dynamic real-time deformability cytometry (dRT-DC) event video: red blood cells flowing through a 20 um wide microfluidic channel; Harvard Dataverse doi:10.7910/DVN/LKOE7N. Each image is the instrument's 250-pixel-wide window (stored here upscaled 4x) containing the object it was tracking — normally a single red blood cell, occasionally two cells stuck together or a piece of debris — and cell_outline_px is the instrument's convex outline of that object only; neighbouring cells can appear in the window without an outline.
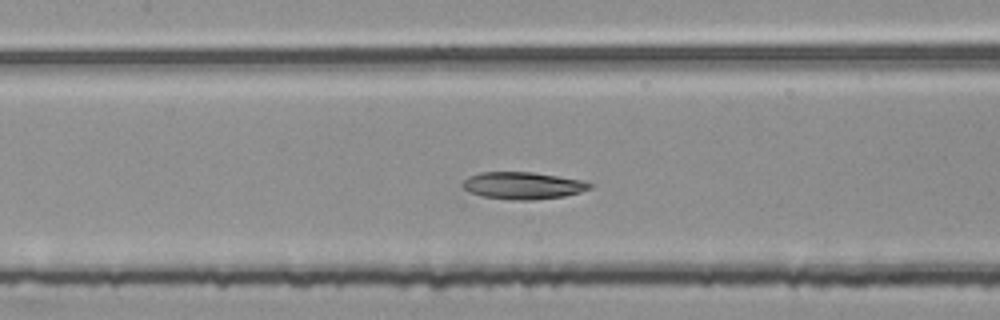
{"species": "common noctule bat (a hibernating species)", "species_latin": "Nyctalus noctula", "temperature_condition": "room temperature", "stored_images_in_passage": 50, "segment_of_instrument_passage": [2, 2], "camera_frame_rate_fps": 3000, "um_per_image_px": 0.085, "animal": {"sex": "female", "body_mass_g": 25.1}, "frame": {"image": 1, "passage_image": 24, "time_ms": 7.667, "image_size_px": [1000, 320], "cell_outline_px": [[592, 188], [580, 192], [564, 196], [532, 200], [512, 200], [480, 196], [468, 192], [460, 184], [468, 176], [480, 172], [532, 172], [580, 180], [592, 184]], "centroid_in_image_um": [44.38, 15.78], "position_along_channel_um": 163.0, "area_um2": 20.11}}
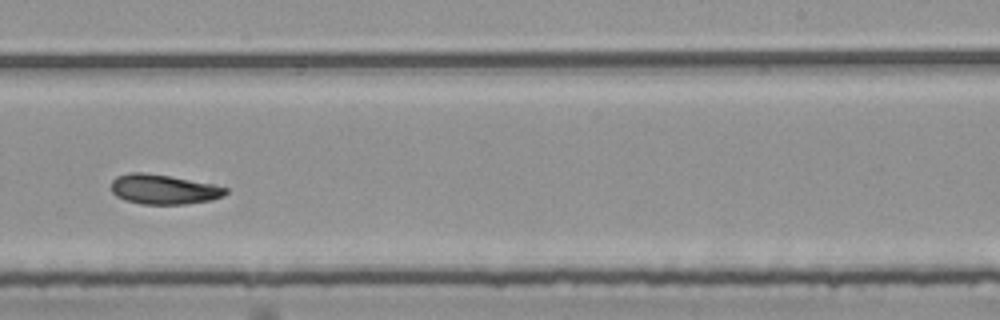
{"frame": {"image": 2, "passage_image": 33, "time_ms": 10.667, "image_size_px": [1000, 320], "cell_outline_px": [[228, 192], [224, 196], [212, 200], [184, 204], [140, 204], [124, 200], [116, 196], [112, 192], [112, 180], [116, 176], [128, 172], [140, 172], [168, 176], [228, 188]], "centroid_in_image_um": [13.86, 16.11], "position_along_channel_um": 275.1, "area_um2": 19.65}}
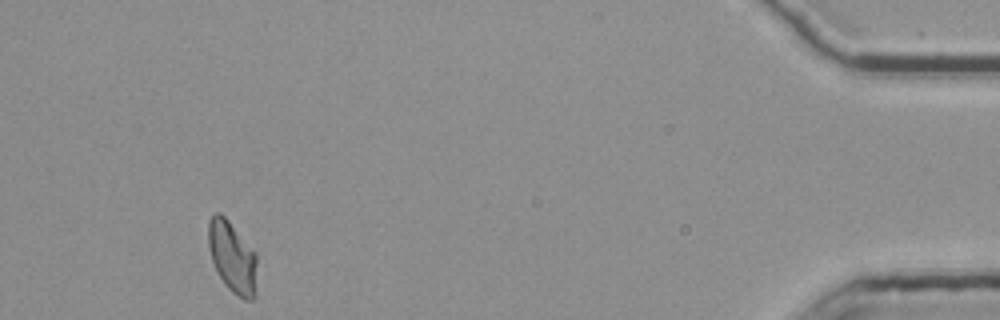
{"frame": {"image": 3, "passage_image": 50, "time_ms": 16.333, "image_size_px": [1000, 320], "cell_outline_px": [[256, 296], [252, 300], [244, 300], [232, 292], [224, 284], [216, 272], [208, 248], [208, 220], [212, 212], [220, 212], [228, 220], [256, 252]], "centroid_in_image_um": [19.74, 21.85], "position_along_channel_um": 415.5, "area_um2": 20.63}}